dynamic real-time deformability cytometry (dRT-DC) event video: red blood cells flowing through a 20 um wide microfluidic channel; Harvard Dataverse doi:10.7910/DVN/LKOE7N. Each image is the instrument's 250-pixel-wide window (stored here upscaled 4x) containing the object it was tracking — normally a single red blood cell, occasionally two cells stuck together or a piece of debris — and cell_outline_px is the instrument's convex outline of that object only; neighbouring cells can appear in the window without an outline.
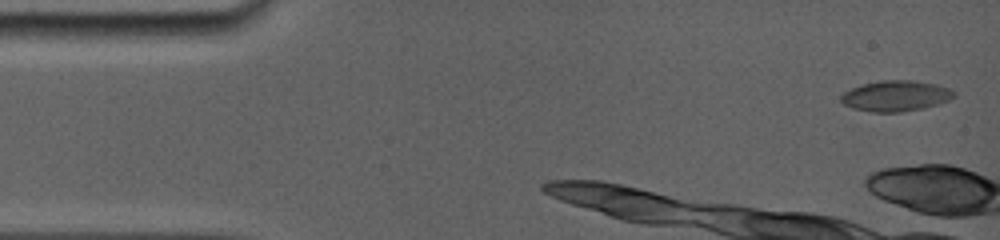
{"species": "common noctule bat (a hibernating species)", "species_latin": "Nyctalus noctula", "temperature_condition": "room temperature", "stored_images_in_passage": 32, "camera_frame_rate_fps": 5000, "um_per_image_px": 0.085, "animal": {"sex": "female", "body_mass_g": 19.0, "forearm_length_mm": 56.7}, "frame": {"image": 1, "passage_image": 1, "time_ms": 0.0, "image_size_px": [1000, 240], "cell_outline_px": [[956, 96], [948, 100], [924, 108], [900, 112], [872, 112], [852, 108], [844, 104], [840, 100], [840, 96], [844, 92], [852, 88], [864, 84], [880, 80], [916, 80], [936, 84], [948, 88], [956, 92]], "centroid_in_image_um": [76.14, 8.15], "position_along_channel_um": 8.9, "area_um2": 20.23}}